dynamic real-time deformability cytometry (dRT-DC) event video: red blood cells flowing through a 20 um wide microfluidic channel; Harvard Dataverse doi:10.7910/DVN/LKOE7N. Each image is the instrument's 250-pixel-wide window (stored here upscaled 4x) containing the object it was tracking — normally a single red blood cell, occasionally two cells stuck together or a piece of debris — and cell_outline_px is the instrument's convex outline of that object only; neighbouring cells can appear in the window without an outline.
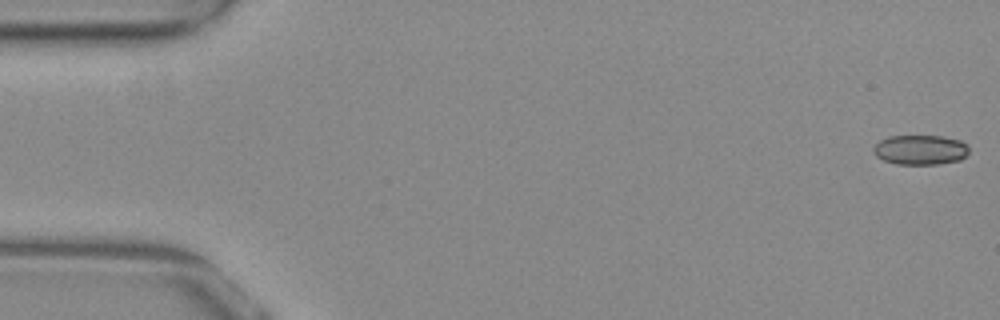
{"species": "common noctule bat (a hibernating species)", "species_latin": "Nyctalus noctula", "temperature_condition": "warm", "stored_images_in_passage": 9, "camera_frame_rate_fps": 3000, "um_per_image_px": 0.085, "animal": {"sex": "female", "body_mass_g": 29.2, "forearm_length_mm": 56.3}, "frame": {"image": 1, "passage_image": 1, "time_ms": 0.0, "image_size_px": [1000, 320], "cell_outline_px": [[968, 152], [960, 160], [940, 164], [896, 164], [884, 160], [876, 156], [872, 152], [872, 148], [880, 140], [888, 136], [940, 136], [960, 140], [968, 144]], "centroid_in_image_um": [78.21, 12.73], "position_along_channel_um": 6.8, "area_um2": 16.65}}